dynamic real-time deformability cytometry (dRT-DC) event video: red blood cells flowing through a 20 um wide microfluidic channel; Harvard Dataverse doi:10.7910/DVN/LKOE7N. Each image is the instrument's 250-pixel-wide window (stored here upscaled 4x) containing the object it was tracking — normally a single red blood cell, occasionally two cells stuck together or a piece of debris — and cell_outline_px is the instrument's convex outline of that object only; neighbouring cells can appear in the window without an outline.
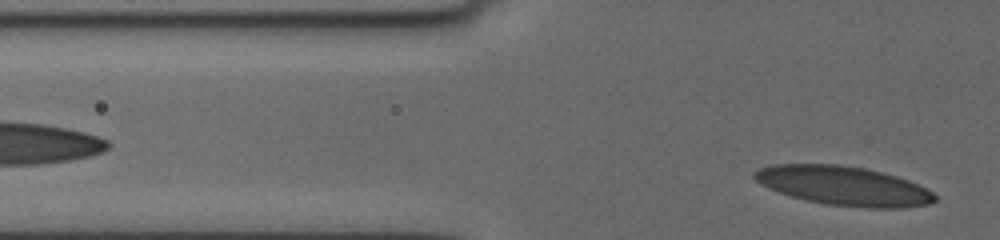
{"species": "human", "species_latin": "Homo sapiens", "temperature_condition": "cold", "stored_images_in_passage": 5, "segment_of_instrument_passage": [2, 2], "camera_frame_rate_fps": 3000, "um_per_image_px": 0.085, "donor": {"sex": "female"}, "frame": {"image": 1, "passage_image": 5, "time_ms": 3.667, "image_size_px": [1000, 240], "cell_outline_px": [[936, 200], [932, 204], [900, 208], [868, 208], [824, 204], [804, 200], [768, 188], [760, 184], [752, 176], [752, 172], [760, 168], [772, 164], [836, 164], [864, 168], [896, 176], [908, 180], [932, 192], [936, 196]], "centroid_in_image_um": [71.68, 15.8], "position_along_channel_um": 54.1, "area_um2": 41.15}}